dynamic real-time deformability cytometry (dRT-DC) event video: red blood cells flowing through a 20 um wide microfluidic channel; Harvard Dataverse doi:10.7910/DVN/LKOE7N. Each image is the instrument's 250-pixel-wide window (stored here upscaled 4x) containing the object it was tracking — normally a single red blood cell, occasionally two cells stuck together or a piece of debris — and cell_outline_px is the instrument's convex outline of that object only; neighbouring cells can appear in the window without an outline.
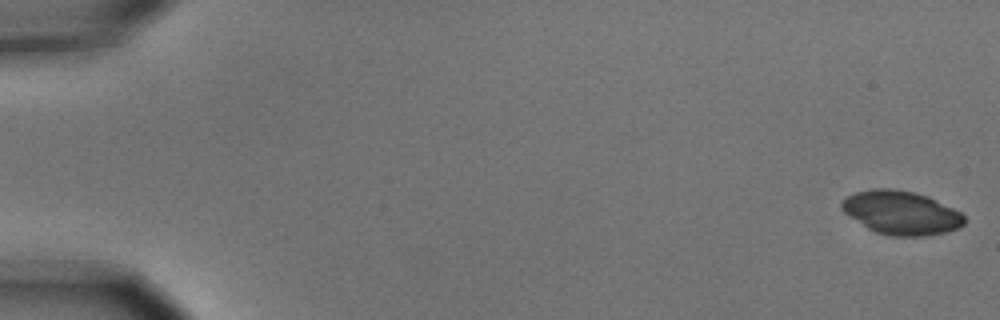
{"species": "common noctule bat (a hibernating species)", "species_latin": "Nyctalus noctula", "temperature_condition": "cold", "stored_images_in_passage": 5, "camera_frame_rate_fps": 3000, "um_per_image_px": 0.085, "animal": {"sex": "male", "body_mass_g": 15.6}, "frame": {"image": 1, "passage_image": 1, "time_ms": 0.0, "image_size_px": [1000, 320], "cell_outline_px": [[964, 224], [960, 228], [944, 232], [924, 236], [892, 236], [876, 232], [868, 228], [848, 216], [840, 208], [840, 200], [856, 192], [872, 188], [892, 188], [912, 192], [928, 196], [960, 212], [964, 216]], "centroid_in_image_um": [76.56, 18.08], "position_along_channel_um": 8.4, "area_um2": 31.15}}
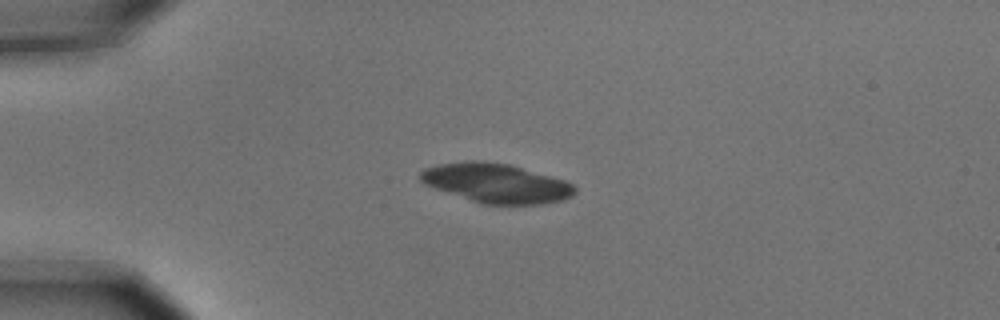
{"frame": {"image": 2, "passage_image": 4, "time_ms": 1.0, "image_size_px": [1000, 320], "cell_outline_px": [[576, 192], [572, 196], [560, 200], [540, 204], [484, 204], [424, 184], [420, 180], [420, 172], [424, 168], [436, 164], [464, 160], [484, 160], [512, 164], [564, 180], [572, 184], [576, 188]], "centroid_in_image_um": [42.17, 15.53], "position_along_channel_um": 42.8, "area_um2": 35.37}}